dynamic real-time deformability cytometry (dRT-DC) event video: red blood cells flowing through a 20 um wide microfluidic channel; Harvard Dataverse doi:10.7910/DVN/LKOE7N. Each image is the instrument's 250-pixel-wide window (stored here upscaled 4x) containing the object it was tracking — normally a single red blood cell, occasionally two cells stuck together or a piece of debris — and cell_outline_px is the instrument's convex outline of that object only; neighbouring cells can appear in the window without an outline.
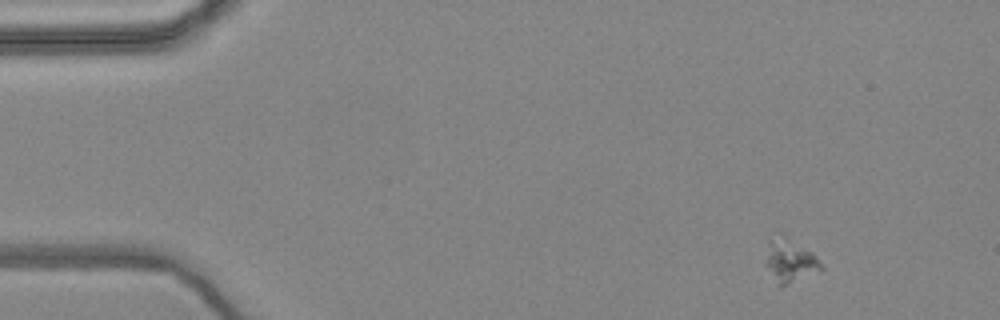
{"species": "common noctule bat (a hibernating species)", "species_latin": "Nyctalus noctula", "temperature_condition": "warm", "stored_images_in_passage": 14, "camera_frame_rate_fps": 3000, "um_per_image_px": 0.085, "animal": {"sex": "female", "body_mass_g": 24.6, "forearm_length_mm": 56.2}, "frame": {"image": 1, "passage_image": 4, "time_ms": 1.0, "image_size_px": [1000, 320], "cell_outline_px": [[824, 268], [780, 288], [776, 284], [764, 264], [764, 260], [768, 236], [780, 232], [784, 232], [812, 252], [816, 256]], "centroid_in_image_um": [67.05, 22.08], "position_along_channel_um": 17.9, "area_um2": 14.8}}